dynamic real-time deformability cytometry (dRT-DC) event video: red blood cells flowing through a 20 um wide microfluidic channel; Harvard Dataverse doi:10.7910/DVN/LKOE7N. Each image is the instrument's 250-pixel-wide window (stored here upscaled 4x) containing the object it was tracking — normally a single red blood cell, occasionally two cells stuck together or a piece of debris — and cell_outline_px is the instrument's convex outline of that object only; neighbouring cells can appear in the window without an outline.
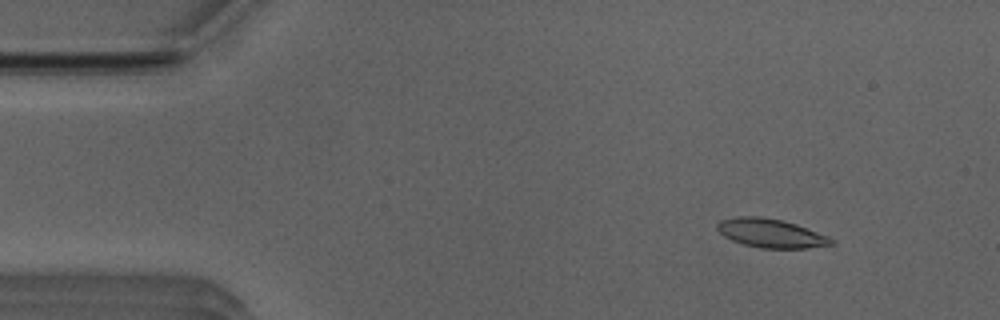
{"species": "Egyptian fruit bat (a non-hibernating species)", "species_latin": "Rousettus aegyptiacus", "temperature_condition": "room temperature", "stored_images_in_passage": 53, "segment_of_instrument_passage": [1, 2], "camera_frame_rate_fps": 3000, "um_per_image_px": 0.085, "animal": {"sex": "male"}, "frame": {"image": 1, "passage_image": 6, "time_ms": 1.667, "image_size_px": [1000, 320], "cell_outline_px": [[836, 244], [808, 248], [760, 248], [744, 244], [732, 240], [724, 236], [716, 228], [716, 224], [720, 220], [740, 216], [760, 216], [780, 220], [796, 224], [828, 236], [836, 240]], "centroid_in_image_um": [65.55, 19.83], "position_along_channel_um": 19.5, "area_um2": 19.13}}
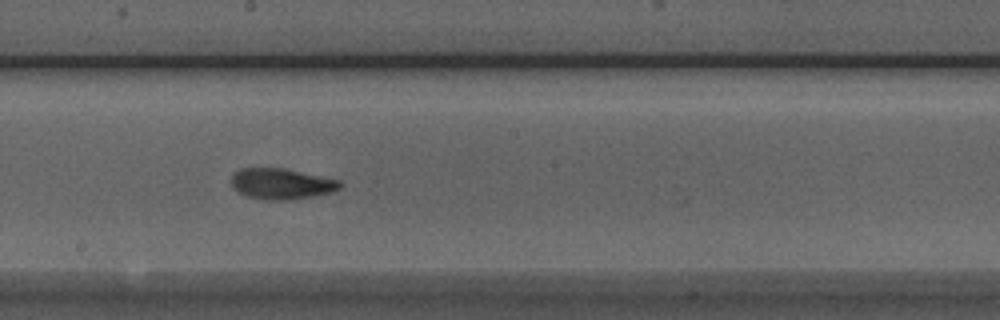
{"frame": {"image": 2, "passage_image": 28, "time_ms": 9.0, "image_size_px": [1000, 320], "cell_outline_px": [[344, 184], [340, 188], [332, 192], [312, 196], [288, 200], [264, 200], [248, 196], [236, 192], [232, 188], [232, 176], [240, 168], [284, 168], [340, 180]], "centroid_in_image_um": [23.92, 15.62], "position_along_channel_um": 224.3, "area_um2": 19.59}}
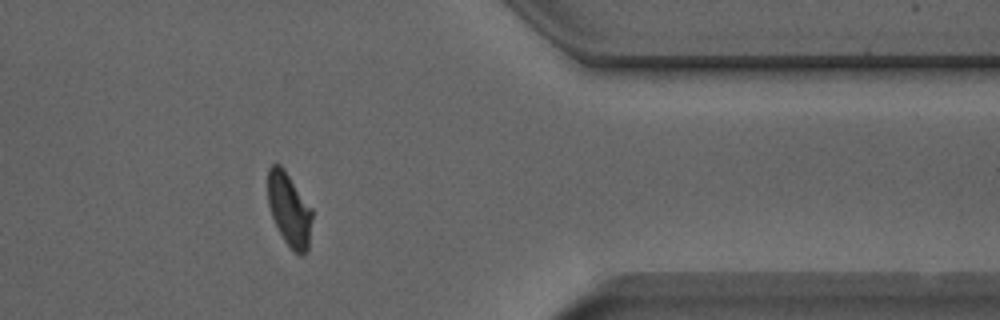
{"frame": {"image": 3, "passage_image": 42, "time_ms": 13.667, "image_size_px": [1000, 320], "cell_outline_px": [[312, 220], [308, 252], [300, 256], [284, 240], [272, 216], [268, 204], [268, 168], [272, 164], [280, 164], [284, 168], [312, 208]], "centroid_in_image_um": [24.6, 17.8], "position_along_channel_um": 386.8, "area_um2": 18.9}}